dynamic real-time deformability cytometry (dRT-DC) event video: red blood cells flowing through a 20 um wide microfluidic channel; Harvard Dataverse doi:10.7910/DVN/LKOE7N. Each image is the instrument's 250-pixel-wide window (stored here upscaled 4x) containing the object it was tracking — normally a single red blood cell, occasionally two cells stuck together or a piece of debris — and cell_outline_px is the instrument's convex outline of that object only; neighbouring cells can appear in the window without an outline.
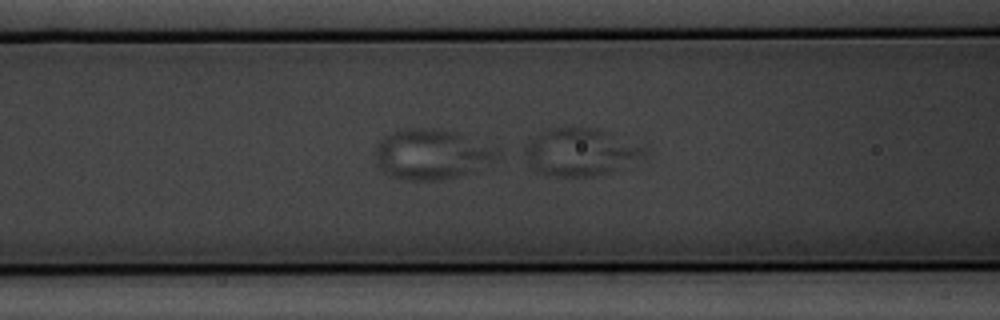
{"species": "common noctule bat (a hibernating species)", "species_latin": "Nyctalus noctula", "temperature_condition": "warm", "stored_images_in_passage": 9, "segment_of_instrument_passage": [2, 2], "camera_frame_rate_fps": 3000, "um_per_image_px": 0.085, "animal": {"sex": "male", "body_mass_g": 20.1, "forearm_length_mm": 53.5}, "frame": {"image": 1, "passage_image": 9, "time_ms": 2.667, "image_size_px": [1000, 320], "cell_outline_px": [[648, 148], [644, 156], [608, 172], [592, 176], [556, 176], [536, 172], [528, 168], [524, 152], [524, 144], [548, 128], [596, 128], [612, 132]], "centroid_in_image_um": [49.29, 12.91], "position_along_channel_um": 117.3, "area_um2": 33.12}}